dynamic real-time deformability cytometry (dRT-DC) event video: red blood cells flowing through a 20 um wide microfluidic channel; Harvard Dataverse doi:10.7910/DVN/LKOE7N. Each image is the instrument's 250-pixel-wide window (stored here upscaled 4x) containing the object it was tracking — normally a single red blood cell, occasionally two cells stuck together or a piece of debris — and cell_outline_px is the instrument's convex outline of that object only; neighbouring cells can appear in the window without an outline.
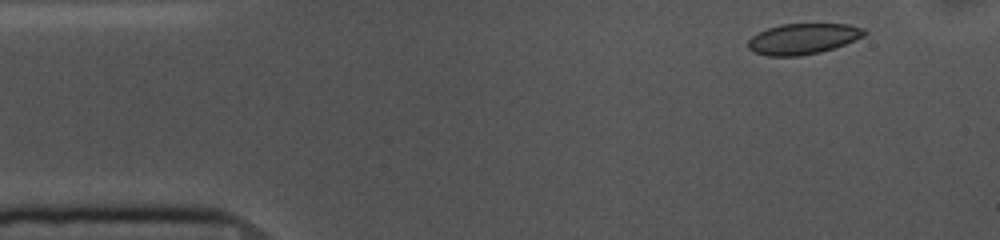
{"species": "common noctule bat (a hibernating species)", "species_latin": "Nyctalus noctula", "temperature_condition": "cold", "stored_images_in_passage": 53, "camera_frame_rate_fps": 3000, "um_per_image_px": 0.085, "animal": {"sex": "female", "body_mass_g": 10.0, "forearm_length_mm": 53.1}, "frame": {"image": 1, "passage_image": 3, "time_ms": 0.667, "image_size_px": [1000, 240], "cell_outline_px": [[868, 32], [864, 36], [844, 44], [820, 52], [800, 56], [768, 56], [756, 52], [748, 48], [748, 40], [752, 36], [768, 28], [780, 24], [848, 24], [864, 28]], "centroid_in_image_um": [68.26, 3.29], "position_along_channel_um": 16.7, "area_um2": 20.69}}
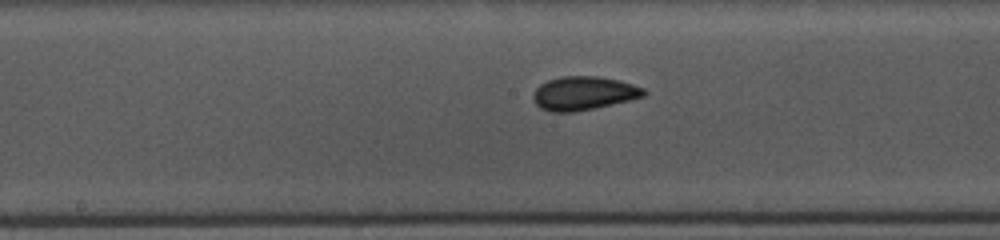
{"frame": {"image": 2, "passage_image": 24, "time_ms": 7.667, "image_size_px": [1000, 240], "cell_outline_px": [[648, 92], [644, 96], [596, 108], [572, 112], [552, 112], [540, 108], [536, 104], [532, 96], [536, 88], [540, 84], [548, 80], [560, 76], [596, 76], [620, 80], [644, 88]], "centroid_in_image_um": [49.6, 7.92], "position_along_channel_um": 198.6, "area_um2": 21.73}}
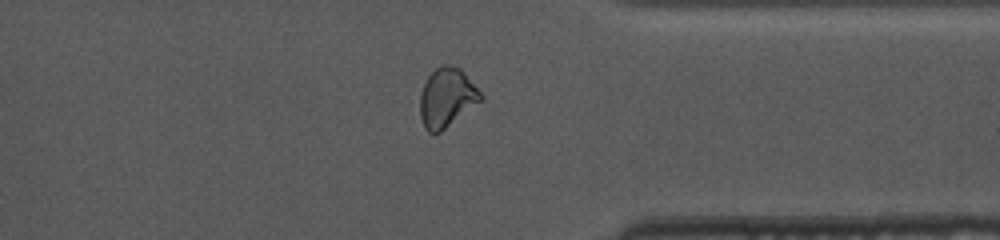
{"frame": {"image": 3, "passage_image": 39, "time_ms": 12.667, "image_size_px": [1000, 240], "cell_outline_px": [[484, 100], [440, 132], [428, 132], [424, 128], [420, 116], [420, 92], [428, 76], [440, 64], [452, 64], [460, 68], [464, 72], [484, 96]], "centroid_in_image_um": [37.99, 8.29], "position_along_channel_um": 373.4, "area_um2": 21.15}, "authors_computed_cell_mechanics": {"area_um2": 21.1548, "velocity_mm_per_s": 3.6482, "shape_relaxation_time_tau1_ms": 6.8568, "shape_relaxation_time_tau2_ms": 1.9396, "deformation_change_tau1": 0.1376, "deformation_change_tau2": 0.0452}}